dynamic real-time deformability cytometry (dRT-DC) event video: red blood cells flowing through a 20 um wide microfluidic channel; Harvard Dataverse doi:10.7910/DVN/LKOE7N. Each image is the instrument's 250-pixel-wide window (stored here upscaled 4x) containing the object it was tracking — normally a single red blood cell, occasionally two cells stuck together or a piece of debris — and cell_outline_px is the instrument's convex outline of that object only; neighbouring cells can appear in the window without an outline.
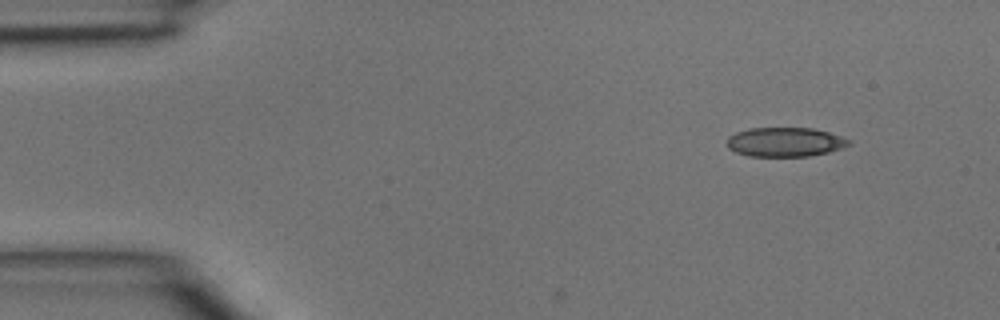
{"species": "common noctule bat (a hibernating species)", "species_latin": "Nyctalus noctula", "temperature_condition": "room temperature", "stored_images_in_passage": 3, "camera_frame_rate_fps": 3000, "um_per_image_px": 0.085, "animal": {"sex": "male", "body_mass_g": 15.6}, "frame": {"image": 1, "passage_image": 1, "time_ms": 0.0, "image_size_px": [1000, 320], "cell_outline_px": [[852, 144], [828, 152], [808, 156], [748, 156], [736, 152], [728, 148], [728, 136], [736, 132], [752, 128], [812, 128], [828, 132], [852, 140]], "centroid_in_image_um": [66.74, 12.07], "position_along_channel_um": 18.3, "area_um2": 20.69}}
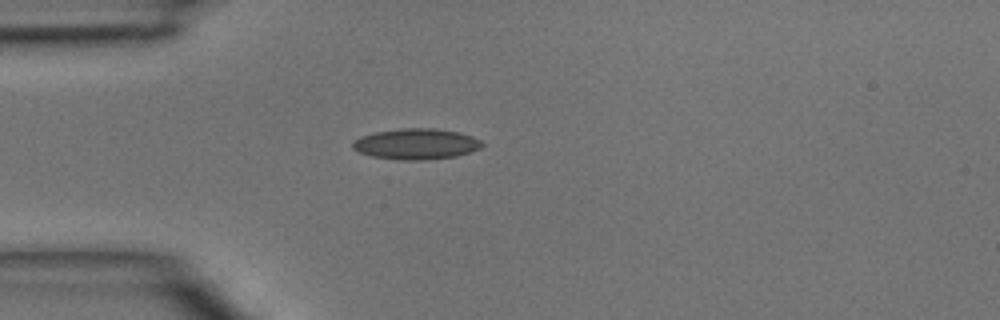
{"frame": {"image": 2, "passage_image": 3, "time_ms": 0.667, "image_size_px": [1000, 320], "cell_outline_px": [[484, 144], [480, 148], [456, 156], [424, 160], [400, 160], [372, 156], [360, 152], [352, 148], [352, 144], [360, 136], [376, 132], [404, 128], [436, 128], [460, 132], [472, 136], [480, 140]], "centroid_in_image_um": [35.39, 12.23], "position_along_channel_um": 49.6, "area_um2": 23.12}}